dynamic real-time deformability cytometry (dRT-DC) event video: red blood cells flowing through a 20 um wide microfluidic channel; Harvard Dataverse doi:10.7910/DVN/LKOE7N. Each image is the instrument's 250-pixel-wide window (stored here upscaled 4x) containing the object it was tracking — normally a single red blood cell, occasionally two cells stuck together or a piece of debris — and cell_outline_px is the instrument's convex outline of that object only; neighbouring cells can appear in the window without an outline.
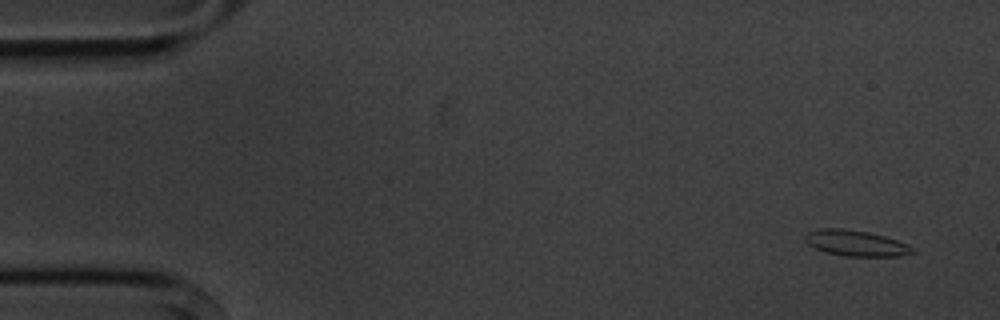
{"species": "common noctule bat (a hibernating species)", "species_latin": "Nyctalus noctula", "temperature_condition": "cold", "stored_images_in_passage": 5, "camera_frame_rate_fps": 3000, "um_per_image_px": 0.085, "animal": {"sex": "male", "body_mass_g": 20.1, "forearm_length_mm": 53.5}, "frame": {"image": 1, "passage_image": 1, "time_ms": 0.0, "image_size_px": [1000, 320], "cell_outline_px": [[916, 252], [900, 256], [844, 256], [824, 252], [808, 244], [804, 240], [804, 236], [808, 232], [820, 228], [840, 228], [868, 232], [884, 236], [908, 244], [916, 248]], "centroid_in_image_um": [72.76, 20.67], "position_along_channel_um": 12.2, "area_um2": 16.24}}
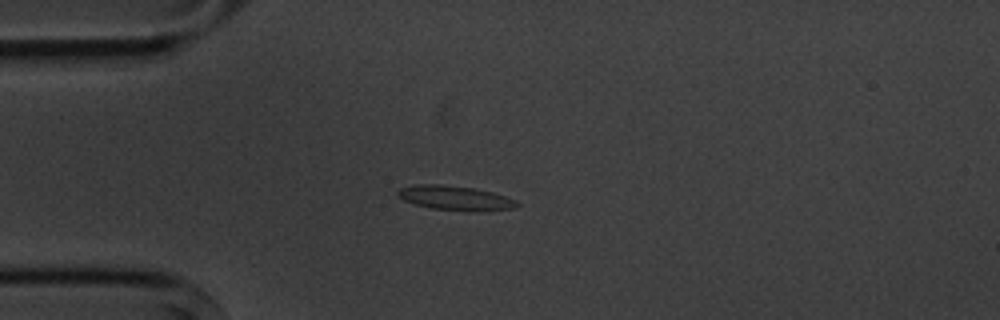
{"frame": {"image": 2, "passage_image": 4, "time_ms": 3.667, "image_size_px": [1000, 320], "cell_outline_px": [[520, 204], [516, 208], [432, 208], [416, 204], [404, 200], [396, 192], [400, 188], [416, 184], [440, 184], [472, 188], [492, 192], [516, 200]], "centroid_in_image_um": [38.61, 16.76], "position_along_channel_um": 46.4, "area_um2": 15.66}}